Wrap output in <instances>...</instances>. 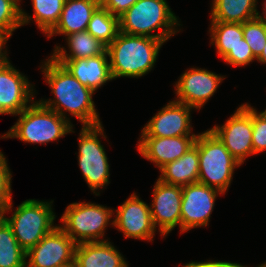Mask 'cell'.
I'll use <instances>...</instances> for the list:
<instances>
[{
  "label": "cell",
  "mask_w": 266,
  "mask_h": 267,
  "mask_svg": "<svg viewBox=\"0 0 266 267\" xmlns=\"http://www.w3.org/2000/svg\"><path fill=\"white\" fill-rule=\"evenodd\" d=\"M40 70L54 96L53 99L41 98L39 102L43 106L54 110L70 122V115L77 118L82 126L102 123L92 98L95 94L92 89L82 85L63 65L50 56L42 60Z\"/></svg>",
  "instance_id": "obj_1"
},
{
  "label": "cell",
  "mask_w": 266,
  "mask_h": 267,
  "mask_svg": "<svg viewBox=\"0 0 266 267\" xmlns=\"http://www.w3.org/2000/svg\"><path fill=\"white\" fill-rule=\"evenodd\" d=\"M165 41L156 38L118 33L107 46L113 80L120 77L141 78L154 69Z\"/></svg>",
  "instance_id": "obj_2"
},
{
  "label": "cell",
  "mask_w": 266,
  "mask_h": 267,
  "mask_svg": "<svg viewBox=\"0 0 266 267\" xmlns=\"http://www.w3.org/2000/svg\"><path fill=\"white\" fill-rule=\"evenodd\" d=\"M180 21L166 0H137L119 16V30L167 42L181 31Z\"/></svg>",
  "instance_id": "obj_3"
},
{
  "label": "cell",
  "mask_w": 266,
  "mask_h": 267,
  "mask_svg": "<svg viewBox=\"0 0 266 267\" xmlns=\"http://www.w3.org/2000/svg\"><path fill=\"white\" fill-rule=\"evenodd\" d=\"M18 120L1 139L16 138L29 144L46 145L75 133L74 125L38 100L17 114Z\"/></svg>",
  "instance_id": "obj_4"
},
{
  "label": "cell",
  "mask_w": 266,
  "mask_h": 267,
  "mask_svg": "<svg viewBox=\"0 0 266 267\" xmlns=\"http://www.w3.org/2000/svg\"><path fill=\"white\" fill-rule=\"evenodd\" d=\"M194 144L199 156L198 182L226 194L241 164L210 129L197 133Z\"/></svg>",
  "instance_id": "obj_5"
},
{
  "label": "cell",
  "mask_w": 266,
  "mask_h": 267,
  "mask_svg": "<svg viewBox=\"0 0 266 267\" xmlns=\"http://www.w3.org/2000/svg\"><path fill=\"white\" fill-rule=\"evenodd\" d=\"M113 208L92 203L74 202L67 205L58 226L76 243L106 241L108 225L113 227ZM103 238V239H102Z\"/></svg>",
  "instance_id": "obj_6"
},
{
  "label": "cell",
  "mask_w": 266,
  "mask_h": 267,
  "mask_svg": "<svg viewBox=\"0 0 266 267\" xmlns=\"http://www.w3.org/2000/svg\"><path fill=\"white\" fill-rule=\"evenodd\" d=\"M53 202L27 199L14 209L11 217L5 216V221L25 252L58 226L54 225L57 216L53 211Z\"/></svg>",
  "instance_id": "obj_7"
},
{
  "label": "cell",
  "mask_w": 266,
  "mask_h": 267,
  "mask_svg": "<svg viewBox=\"0 0 266 267\" xmlns=\"http://www.w3.org/2000/svg\"><path fill=\"white\" fill-rule=\"evenodd\" d=\"M103 124L82 126L78 137V165L91 192L100 195L110 183V165L101 138H107Z\"/></svg>",
  "instance_id": "obj_8"
},
{
  "label": "cell",
  "mask_w": 266,
  "mask_h": 267,
  "mask_svg": "<svg viewBox=\"0 0 266 267\" xmlns=\"http://www.w3.org/2000/svg\"><path fill=\"white\" fill-rule=\"evenodd\" d=\"M210 130L241 165L246 158L254 155L252 106L248 102L237 107L223 125H214Z\"/></svg>",
  "instance_id": "obj_9"
},
{
  "label": "cell",
  "mask_w": 266,
  "mask_h": 267,
  "mask_svg": "<svg viewBox=\"0 0 266 267\" xmlns=\"http://www.w3.org/2000/svg\"><path fill=\"white\" fill-rule=\"evenodd\" d=\"M224 195L219 190L196 182L182 187L180 234L193 228L207 227L215 201Z\"/></svg>",
  "instance_id": "obj_10"
},
{
  "label": "cell",
  "mask_w": 266,
  "mask_h": 267,
  "mask_svg": "<svg viewBox=\"0 0 266 267\" xmlns=\"http://www.w3.org/2000/svg\"><path fill=\"white\" fill-rule=\"evenodd\" d=\"M225 78L205 68H189L174 84V94H176L174 100L200 111L214 96Z\"/></svg>",
  "instance_id": "obj_11"
},
{
  "label": "cell",
  "mask_w": 266,
  "mask_h": 267,
  "mask_svg": "<svg viewBox=\"0 0 266 267\" xmlns=\"http://www.w3.org/2000/svg\"><path fill=\"white\" fill-rule=\"evenodd\" d=\"M113 214V227L123 233L125 238L154 241L158 231L152 221L150 205L139 198L135 191L113 210Z\"/></svg>",
  "instance_id": "obj_12"
},
{
  "label": "cell",
  "mask_w": 266,
  "mask_h": 267,
  "mask_svg": "<svg viewBox=\"0 0 266 267\" xmlns=\"http://www.w3.org/2000/svg\"><path fill=\"white\" fill-rule=\"evenodd\" d=\"M193 110L195 111L186 104L169 101L144 124L140 137L197 136L191 123Z\"/></svg>",
  "instance_id": "obj_13"
},
{
  "label": "cell",
  "mask_w": 266,
  "mask_h": 267,
  "mask_svg": "<svg viewBox=\"0 0 266 267\" xmlns=\"http://www.w3.org/2000/svg\"><path fill=\"white\" fill-rule=\"evenodd\" d=\"M76 243L56 226L26 252V267H58L74 260Z\"/></svg>",
  "instance_id": "obj_14"
},
{
  "label": "cell",
  "mask_w": 266,
  "mask_h": 267,
  "mask_svg": "<svg viewBox=\"0 0 266 267\" xmlns=\"http://www.w3.org/2000/svg\"><path fill=\"white\" fill-rule=\"evenodd\" d=\"M152 195L149 204L152 221L161 237L165 238L177 225L180 228L182 187L156 179Z\"/></svg>",
  "instance_id": "obj_15"
},
{
  "label": "cell",
  "mask_w": 266,
  "mask_h": 267,
  "mask_svg": "<svg viewBox=\"0 0 266 267\" xmlns=\"http://www.w3.org/2000/svg\"><path fill=\"white\" fill-rule=\"evenodd\" d=\"M34 86L10 59L0 65V104L9 115L20 114L34 102L37 93Z\"/></svg>",
  "instance_id": "obj_16"
},
{
  "label": "cell",
  "mask_w": 266,
  "mask_h": 267,
  "mask_svg": "<svg viewBox=\"0 0 266 267\" xmlns=\"http://www.w3.org/2000/svg\"><path fill=\"white\" fill-rule=\"evenodd\" d=\"M195 139L196 136L140 137L137 150L140 156L160 170L184 155L194 145Z\"/></svg>",
  "instance_id": "obj_17"
},
{
  "label": "cell",
  "mask_w": 266,
  "mask_h": 267,
  "mask_svg": "<svg viewBox=\"0 0 266 267\" xmlns=\"http://www.w3.org/2000/svg\"><path fill=\"white\" fill-rule=\"evenodd\" d=\"M62 65L82 85L92 89L95 93L101 86L113 80L107 51L90 58L67 59Z\"/></svg>",
  "instance_id": "obj_18"
},
{
  "label": "cell",
  "mask_w": 266,
  "mask_h": 267,
  "mask_svg": "<svg viewBox=\"0 0 266 267\" xmlns=\"http://www.w3.org/2000/svg\"><path fill=\"white\" fill-rule=\"evenodd\" d=\"M74 260L78 267H129L126 258L109 240L77 244Z\"/></svg>",
  "instance_id": "obj_19"
},
{
  "label": "cell",
  "mask_w": 266,
  "mask_h": 267,
  "mask_svg": "<svg viewBox=\"0 0 266 267\" xmlns=\"http://www.w3.org/2000/svg\"><path fill=\"white\" fill-rule=\"evenodd\" d=\"M100 6V0H65L61 16L47 38L85 31L92 14Z\"/></svg>",
  "instance_id": "obj_20"
},
{
  "label": "cell",
  "mask_w": 266,
  "mask_h": 267,
  "mask_svg": "<svg viewBox=\"0 0 266 267\" xmlns=\"http://www.w3.org/2000/svg\"><path fill=\"white\" fill-rule=\"evenodd\" d=\"M66 46L55 45L50 57L57 63L63 64L67 59H82L101 55L106 52L107 46L95 39L89 32L80 31L65 37Z\"/></svg>",
  "instance_id": "obj_21"
},
{
  "label": "cell",
  "mask_w": 266,
  "mask_h": 267,
  "mask_svg": "<svg viewBox=\"0 0 266 267\" xmlns=\"http://www.w3.org/2000/svg\"><path fill=\"white\" fill-rule=\"evenodd\" d=\"M158 179L169 185L180 187L198 182L199 156L198 147L194 144L179 159L163 166Z\"/></svg>",
  "instance_id": "obj_22"
},
{
  "label": "cell",
  "mask_w": 266,
  "mask_h": 267,
  "mask_svg": "<svg viewBox=\"0 0 266 267\" xmlns=\"http://www.w3.org/2000/svg\"><path fill=\"white\" fill-rule=\"evenodd\" d=\"M210 21L244 23L257 17L258 0H212Z\"/></svg>",
  "instance_id": "obj_23"
},
{
  "label": "cell",
  "mask_w": 266,
  "mask_h": 267,
  "mask_svg": "<svg viewBox=\"0 0 266 267\" xmlns=\"http://www.w3.org/2000/svg\"><path fill=\"white\" fill-rule=\"evenodd\" d=\"M33 14L21 8L22 26L35 22L37 28L47 35L58 23L65 0H31Z\"/></svg>",
  "instance_id": "obj_24"
},
{
  "label": "cell",
  "mask_w": 266,
  "mask_h": 267,
  "mask_svg": "<svg viewBox=\"0 0 266 267\" xmlns=\"http://www.w3.org/2000/svg\"><path fill=\"white\" fill-rule=\"evenodd\" d=\"M210 22V45L215 46L219 58L223 59L231 49L242 43L243 23Z\"/></svg>",
  "instance_id": "obj_25"
},
{
  "label": "cell",
  "mask_w": 266,
  "mask_h": 267,
  "mask_svg": "<svg viewBox=\"0 0 266 267\" xmlns=\"http://www.w3.org/2000/svg\"><path fill=\"white\" fill-rule=\"evenodd\" d=\"M87 32L106 46L110 45L119 33V17L99 6L92 14Z\"/></svg>",
  "instance_id": "obj_26"
},
{
  "label": "cell",
  "mask_w": 266,
  "mask_h": 267,
  "mask_svg": "<svg viewBox=\"0 0 266 267\" xmlns=\"http://www.w3.org/2000/svg\"><path fill=\"white\" fill-rule=\"evenodd\" d=\"M0 267H26V252L6 221L0 225Z\"/></svg>",
  "instance_id": "obj_27"
},
{
  "label": "cell",
  "mask_w": 266,
  "mask_h": 267,
  "mask_svg": "<svg viewBox=\"0 0 266 267\" xmlns=\"http://www.w3.org/2000/svg\"><path fill=\"white\" fill-rule=\"evenodd\" d=\"M243 38L257 59L266 43V21L255 17L243 23Z\"/></svg>",
  "instance_id": "obj_28"
},
{
  "label": "cell",
  "mask_w": 266,
  "mask_h": 267,
  "mask_svg": "<svg viewBox=\"0 0 266 267\" xmlns=\"http://www.w3.org/2000/svg\"><path fill=\"white\" fill-rule=\"evenodd\" d=\"M21 0H0V31L10 38L22 26Z\"/></svg>",
  "instance_id": "obj_29"
},
{
  "label": "cell",
  "mask_w": 266,
  "mask_h": 267,
  "mask_svg": "<svg viewBox=\"0 0 266 267\" xmlns=\"http://www.w3.org/2000/svg\"><path fill=\"white\" fill-rule=\"evenodd\" d=\"M12 173L4 153L0 150V210L13 211Z\"/></svg>",
  "instance_id": "obj_30"
},
{
  "label": "cell",
  "mask_w": 266,
  "mask_h": 267,
  "mask_svg": "<svg viewBox=\"0 0 266 267\" xmlns=\"http://www.w3.org/2000/svg\"><path fill=\"white\" fill-rule=\"evenodd\" d=\"M252 106V144L254 155L266 151V109L259 112Z\"/></svg>",
  "instance_id": "obj_31"
},
{
  "label": "cell",
  "mask_w": 266,
  "mask_h": 267,
  "mask_svg": "<svg viewBox=\"0 0 266 267\" xmlns=\"http://www.w3.org/2000/svg\"><path fill=\"white\" fill-rule=\"evenodd\" d=\"M222 60L227 65L229 64L235 67H245L256 61V58L254 57L249 45L243 38L242 43L234 49H231Z\"/></svg>",
  "instance_id": "obj_32"
},
{
  "label": "cell",
  "mask_w": 266,
  "mask_h": 267,
  "mask_svg": "<svg viewBox=\"0 0 266 267\" xmlns=\"http://www.w3.org/2000/svg\"><path fill=\"white\" fill-rule=\"evenodd\" d=\"M137 0H100V6L107 9L112 15L121 16Z\"/></svg>",
  "instance_id": "obj_33"
},
{
  "label": "cell",
  "mask_w": 266,
  "mask_h": 267,
  "mask_svg": "<svg viewBox=\"0 0 266 267\" xmlns=\"http://www.w3.org/2000/svg\"><path fill=\"white\" fill-rule=\"evenodd\" d=\"M181 267H248L247 265H242L240 263H233L230 261H215V260H206V261H191L186 263Z\"/></svg>",
  "instance_id": "obj_34"
},
{
  "label": "cell",
  "mask_w": 266,
  "mask_h": 267,
  "mask_svg": "<svg viewBox=\"0 0 266 267\" xmlns=\"http://www.w3.org/2000/svg\"><path fill=\"white\" fill-rule=\"evenodd\" d=\"M9 39L10 37L7 34L0 31V65L9 60L6 46Z\"/></svg>",
  "instance_id": "obj_35"
},
{
  "label": "cell",
  "mask_w": 266,
  "mask_h": 267,
  "mask_svg": "<svg viewBox=\"0 0 266 267\" xmlns=\"http://www.w3.org/2000/svg\"><path fill=\"white\" fill-rule=\"evenodd\" d=\"M261 5L263 11L262 13H260V11H257V17L266 21V0H264Z\"/></svg>",
  "instance_id": "obj_36"
},
{
  "label": "cell",
  "mask_w": 266,
  "mask_h": 267,
  "mask_svg": "<svg viewBox=\"0 0 266 267\" xmlns=\"http://www.w3.org/2000/svg\"><path fill=\"white\" fill-rule=\"evenodd\" d=\"M256 61L260 64H266V43L261 55L256 59Z\"/></svg>",
  "instance_id": "obj_37"
},
{
  "label": "cell",
  "mask_w": 266,
  "mask_h": 267,
  "mask_svg": "<svg viewBox=\"0 0 266 267\" xmlns=\"http://www.w3.org/2000/svg\"><path fill=\"white\" fill-rule=\"evenodd\" d=\"M58 267H78V266H77L76 261L73 260V261L70 262V263H67V264H64V265H61V266H58Z\"/></svg>",
  "instance_id": "obj_38"
},
{
  "label": "cell",
  "mask_w": 266,
  "mask_h": 267,
  "mask_svg": "<svg viewBox=\"0 0 266 267\" xmlns=\"http://www.w3.org/2000/svg\"><path fill=\"white\" fill-rule=\"evenodd\" d=\"M6 214L5 210H0V225L5 221Z\"/></svg>",
  "instance_id": "obj_39"
},
{
  "label": "cell",
  "mask_w": 266,
  "mask_h": 267,
  "mask_svg": "<svg viewBox=\"0 0 266 267\" xmlns=\"http://www.w3.org/2000/svg\"><path fill=\"white\" fill-rule=\"evenodd\" d=\"M4 114H8L2 107H1V104H0V115H4Z\"/></svg>",
  "instance_id": "obj_40"
},
{
  "label": "cell",
  "mask_w": 266,
  "mask_h": 267,
  "mask_svg": "<svg viewBox=\"0 0 266 267\" xmlns=\"http://www.w3.org/2000/svg\"><path fill=\"white\" fill-rule=\"evenodd\" d=\"M256 267H266V261H265L264 263H262V264H259V265L256 266Z\"/></svg>",
  "instance_id": "obj_41"
}]
</instances>
